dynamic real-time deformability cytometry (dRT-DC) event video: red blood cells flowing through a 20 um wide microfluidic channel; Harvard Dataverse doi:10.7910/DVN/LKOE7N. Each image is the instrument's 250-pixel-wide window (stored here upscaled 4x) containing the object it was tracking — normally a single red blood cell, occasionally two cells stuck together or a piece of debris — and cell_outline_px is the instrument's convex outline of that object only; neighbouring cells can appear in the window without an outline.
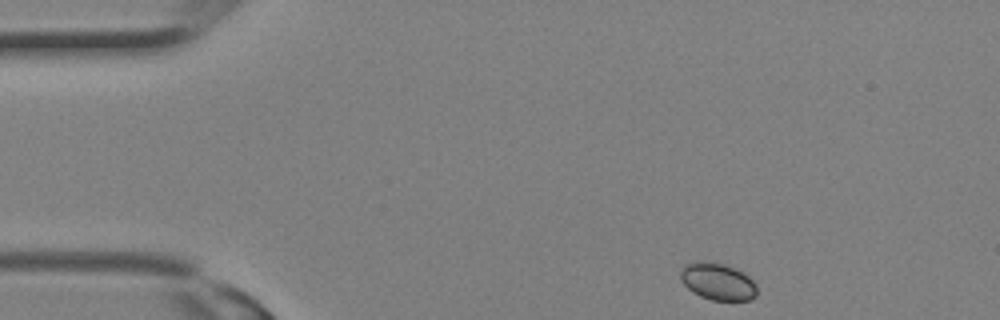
{"species": "Egyptian fruit bat (a non-hibernating species)", "species_latin": "Rousettus aegyptiacus", "temperature_condition": "room temperature", "stored_images_in_passage": 17, "camera_frame_rate_fps": 3000, "um_per_image_px": 0.085, "animal": {"sex": "female"}, "frame": {"image": 1, "passage_image": 1, "time_ms": 0.0, "image_size_px": [1000, 320], "cell_outline_px": [[756, 296], [748, 300], [712, 300], [700, 296], [692, 292], [680, 280], [680, 272], [684, 264], [696, 260], [704, 260], [724, 264], [744, 272], [756, 284]], "centroid_in_image_um": [60.97, 23.9], "position_along_channel_um": 24.0, "area_um2": 16.7}}
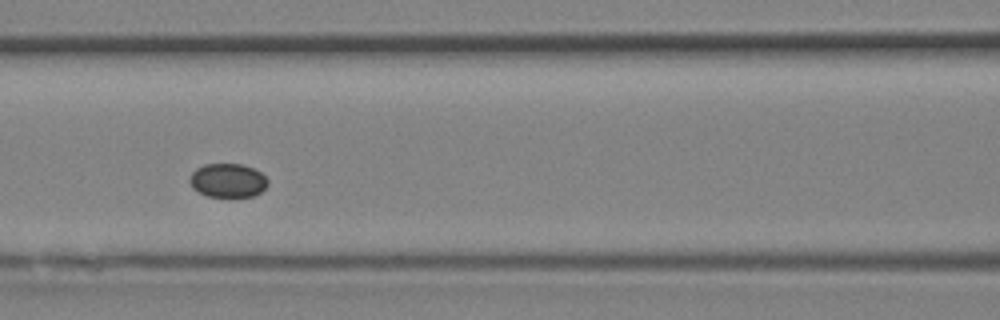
{"frame": {"image": 2, "passage_image": 10, "time_ms": 3.0, "image_size_px": [1000, 320], "cell_outline_px": [[268, 184], [260, 192], [252, 196], [232, 200], [208, 196], [192, 188], [188, 180], [192, 172], [196, 168], [204, 164], [240, 164], [252, 168], [260, 172], [268, 180]], "centroid_in_image_um": [19.34, 15.38], "position_along_channel_um": 147.3, "area_um2": 15.9}}
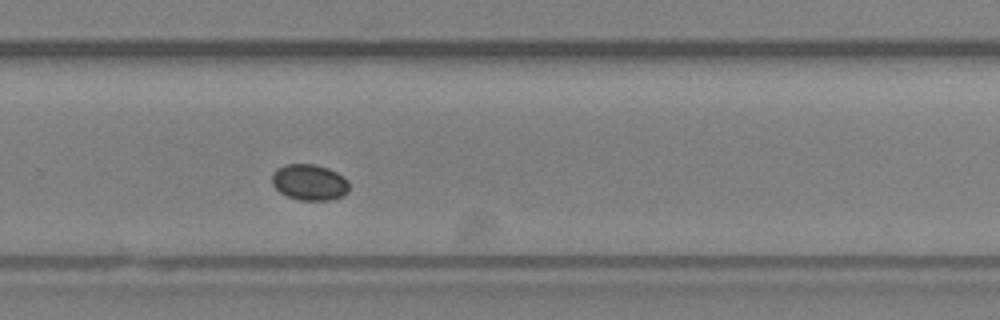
{"frame": {"image": 3, "passage_image": 17, "time_ms": 5.333, "image_size_px": [1000, 320], "cell_outline_px": [[348, 192], [340, 196], [328, 200], [300, 200], [288, 196], [280, 192], [272, 184], [272, 176], [276, 168], [288, 164], [312, 164], [328, 168], [344, 176], [348, 180]], "centroid_in_image_um": [26.3, 15.48], "position_along_channel_um": 303.5, "area_um2": 16.07}}